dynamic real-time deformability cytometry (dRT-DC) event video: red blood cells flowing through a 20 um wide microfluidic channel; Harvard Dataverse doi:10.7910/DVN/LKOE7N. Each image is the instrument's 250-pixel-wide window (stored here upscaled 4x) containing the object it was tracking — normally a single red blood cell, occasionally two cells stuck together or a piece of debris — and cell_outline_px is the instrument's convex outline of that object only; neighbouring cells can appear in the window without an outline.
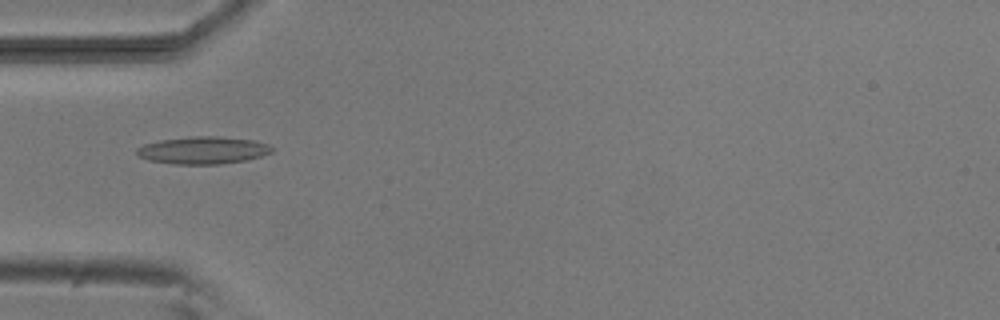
{"species": "common noctule bat (a hibernating species)", "species_latin": "Nyctalus noctula", "temperature_condition": "room temperature", "stored_images_in_passage": 6, "camera_frame_rate_fps": 3000, "um_per_image_px": 0.085, "animal": {"sex": "male", "body_mass_g": 20.5, "forearm_length_mm": 52.5}, "frame": {"image": 1, "passage_image": 4, "time_ms": 4.333, "image_size_px": [1000, 320], "cell_outline_px": [[276, 148], [272, 152], [260, 156], [244, 160], [220, 164], [172, 164], [148, 160], [140, 156], [136, 152], [136, 148], [144, 144], [160, 140], [192, 136], [216, 136], [256, 140], [268, 144]], "centroid_in_image_um": [17.27, 12.76], "position_along_channel_um": 67.7, "area_um2": 21.62}}
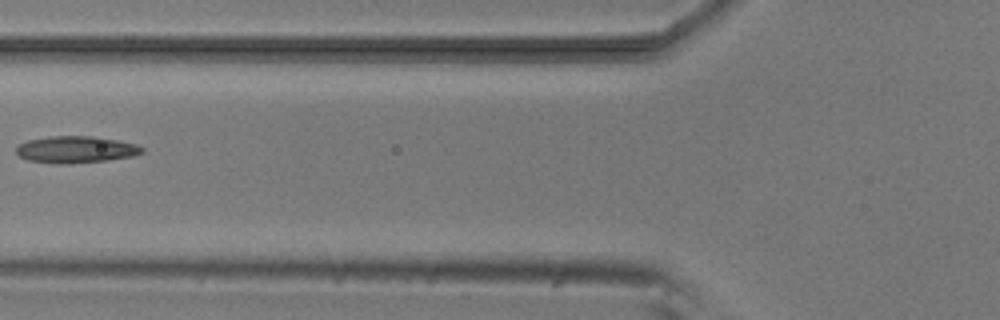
{"frame": {"image": 2, "passage_image": 5, "time_ms": 5.667, "image_size_px": [1000, 320], "cell_outline_px": [[144, 152], [132, 156], [108, 160], [68, 164], [60, 164], [28, 160], [20, 156], [16, 152], [16, 148], [20, 144], [28, 140], [52, 136], [92, 136], [116, 140], [136, 144], [144, 148]], "centroid_in_image_um": [6.46, 12.71], "position_along_channel_um": 119.3, "area_um2": 19.54}}
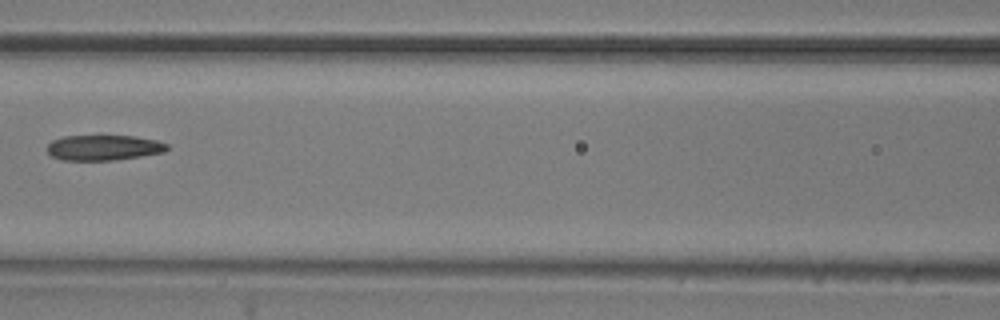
{"frame": {"image": 3, "passage_image": 6, "time_ms": 6.667, "image_size_px": [1000, 320], "cell_outline_px": [[168, 148], [164, 152], [116, 160], [60, 160], [52, 156], [48, 152], [48, 144], [52, 140], [64, 136], [132, 136], [156, 140], [168, 144]], "centroid_in_image_um": [8.8, 12.55], "position_along_channel_um": 157.8, "area_um2": 17.63}}